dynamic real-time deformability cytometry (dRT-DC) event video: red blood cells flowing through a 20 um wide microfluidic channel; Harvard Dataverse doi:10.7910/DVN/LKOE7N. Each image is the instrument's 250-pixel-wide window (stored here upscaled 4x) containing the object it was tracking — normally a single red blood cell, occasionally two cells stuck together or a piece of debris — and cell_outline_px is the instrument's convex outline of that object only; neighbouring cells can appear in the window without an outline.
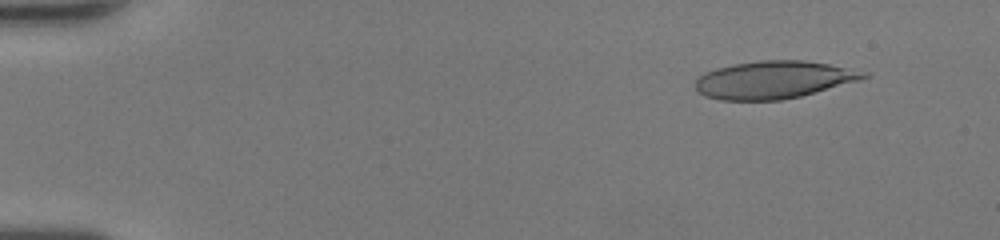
{"species": "human", "species_latin": "Homo sapiens", "temperature_condition": "room temperature", "stored_images_in_passage": 46, "camera_frame_rate_fps": 3000, "um_per_image_px": 0.085, "donor": {"sex": "female"}, "frame": {"image": 1, "passage_image": 2, "time_ms": 0.333, "image_size_px": [1000, 240], "cell_outline_px": [[872, 76], [860, 80], [800, 96], [780, 100], [720, 100], [696, 92], [696, 80], [704, 72], [716, 68], [736, 64], [760, 60], [804, 60], [828, 64], [868, 72]], "centroid_in_image_um": [65.78, 6.78], "position_along_channel_um": 19.2, "area_um2": 36.7}}
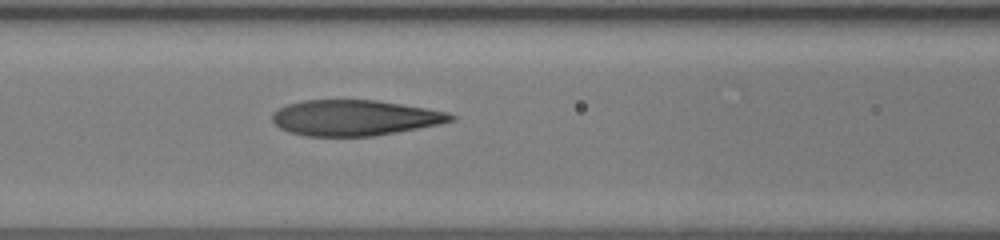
{"frame": {"image": 2, "passage_image": 19, "time_ms": 6.0, "image_size_px": [1000, 240], "cell_outline_px": [[456, 116], [452, 120], [440, 124], [396, 132], [372, 136], [304, 136], [288, 132], [280, 128], [272, 120], [272, 112], [288, 104], [304, 100], [376, 100], [428, 108], [448, 112]], "centroid_in_image_um": [30.14, 10.01], "position_along_channel_um": 136.5, "area_um2": 37.05}}
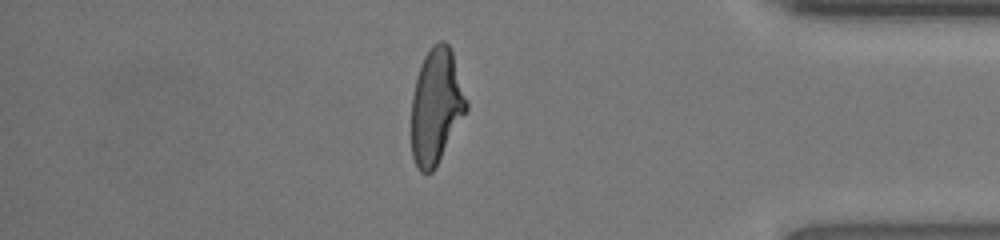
{"frame": {"image": 3, "passage_image": 39, "time_ms": 12.667, "image_size_px": [1000, 240], "cell_outline_px": [[468, 108], [436, 168], [432, 172], [420, 172], [416, 168], [412, 156], [412, 96], [416, 76], [420, 64], [424, 56], [432, 44], [440, 40], [444, 40], [448, 44], [452, 52], [468, 104]], "centroid_in_image_um": [37.06, 9.04], "position_along_channel_um": 398.1, "area_um2": 36.99}}